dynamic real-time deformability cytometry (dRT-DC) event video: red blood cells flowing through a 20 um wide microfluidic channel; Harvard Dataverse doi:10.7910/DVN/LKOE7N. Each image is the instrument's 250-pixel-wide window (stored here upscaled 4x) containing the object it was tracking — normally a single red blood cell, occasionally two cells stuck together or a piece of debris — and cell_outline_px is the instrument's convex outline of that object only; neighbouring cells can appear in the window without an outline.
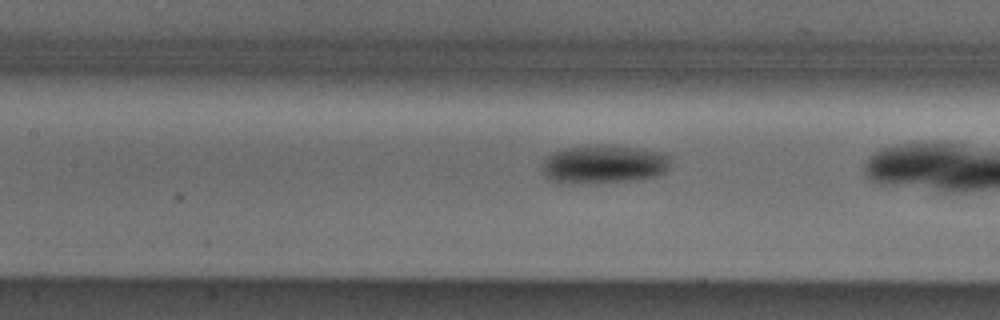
{"species": "Egyptian fruit bat (a non-hibernating species)", "species_latin": "Rousettus aegyptiacus", "temperature_condition": "cold", "stored_images_in_passage": 15, "camera_frame_rate_fps": 3000, "um_per_image_px": 0.085, "animal": {"sex": "male"}, "frame": {"image": 1, "passage_image": 9, "time_ms": 2.667, "image_size_px": [1000, 320], "cell_outline_px": [[672, 156], [668, 168], [660, 176], [644, 180], [596, 184], [560, 184], [544, 176], [544, 160], [552, 152], [564, 148], [636, 148], [664, 152]], "centroid_in_image_um": [51.39, 14.05], "position_along_channel_um": 156.0, "area_um2": 28.73}}